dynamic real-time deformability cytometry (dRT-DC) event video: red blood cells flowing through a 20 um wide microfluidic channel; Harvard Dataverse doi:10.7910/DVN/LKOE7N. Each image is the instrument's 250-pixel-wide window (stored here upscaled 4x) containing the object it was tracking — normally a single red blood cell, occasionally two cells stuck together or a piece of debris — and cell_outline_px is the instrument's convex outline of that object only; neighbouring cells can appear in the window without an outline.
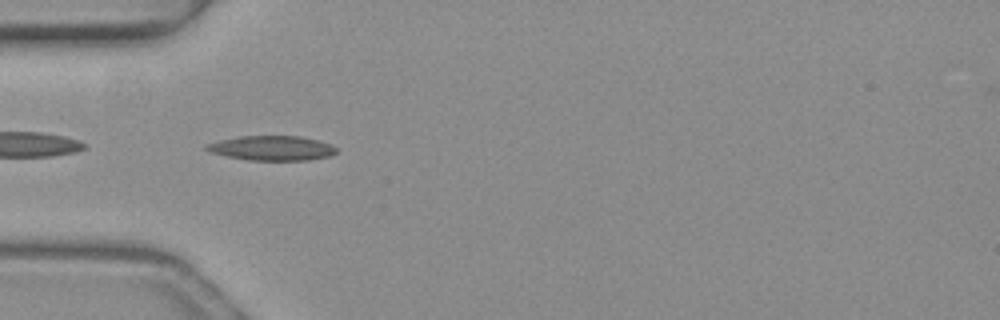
{"species": "common noctule bat (a hibernating species)", "species_latin": "Nyctalus noctula", "temperature_condition": "warm", "stored_images_in_passage": 35, "camera_frame_rate_fps": 3000, "um_per_image_px": 0.085, "animal": {"sex": "female", "body_mass_g": 19.3, "forearm_length_mm": 54.1}, "frame": {"image": 1, "passage_image": 1, "time_ms": 0.0, "image_size_px": [1000, 320], "cell_outline_px": [[336, 152], [328, 156], [308, 160], [248, 160], [228, 156], [212, 152], [204, 148], [204, 144], [220, 140], [240, 136], [300, 136], [332, 144], [336, 148]], "centroid_in_image_um": [23.1, 12.58], "position_along_channel_um": 61.9, "area_um2": 18.5}}
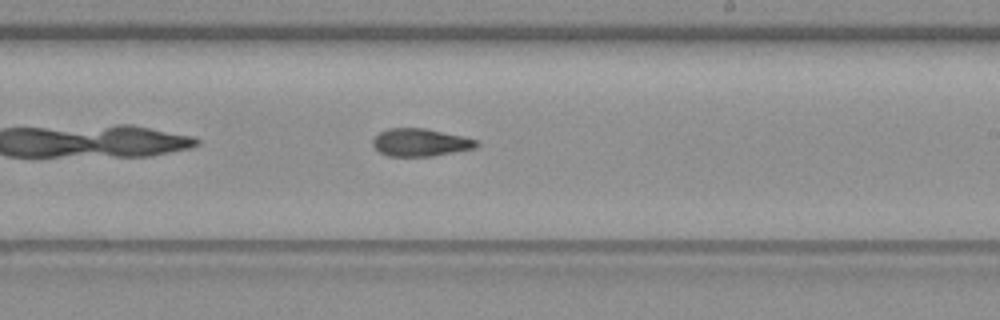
{"frame": {"image": 2, "passage_image": 15, "time_ms": 4.667, "image_size_px": [1000, 320], "cell_outline_px": [[480, 144], [476, 148], [432, 156], [388, 156], [380, 152], [372, 144], [372, 140], [380, 132], [388, 128], [424, 128], [460, 136], [476, 140]], "centroid_in_image_um": [35.72, 12.11], "position_along_channel_um": 253.3, "area_um2": 16.53}}
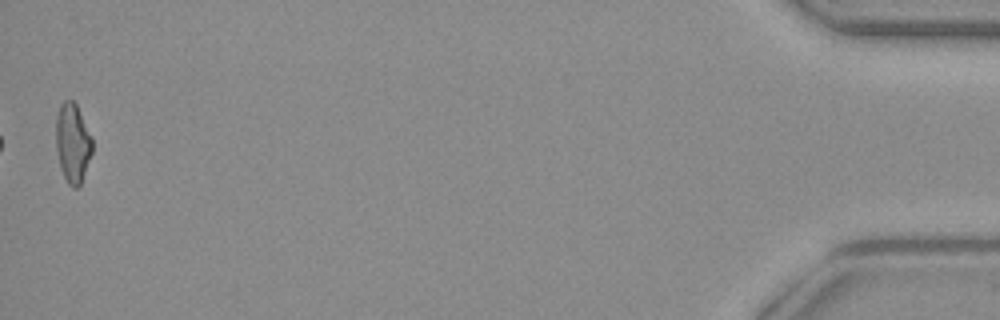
{"frame": {"image": 3, "passage_image": 35, "time_ms": 11.333, "image_size_px": [1000, 320], "cell_outline_px": [[92, 152], [80, 184], [76, 188], [72, 188], [68, 184], [60, 168], [56, 148], [56, 116], [60, 104], [64, 100], [72, 100], [76, 104], [92, 136]], "centroid_in_image_um": [6.17, 12.13], "position_along_channel_um": 429.0, "area_um2": 16.76}, "authors_computed_cell_mechanics": {"area_um2": 17.051, "velocity_mm_per_s": 4.1333, "shape_relaxation_time_tau1_ms": null, "shape_relaxation_time_tau2_ms": 4.1758, "deformation_change_tau1": null, "deformation_change_tau2": 0.1256}}